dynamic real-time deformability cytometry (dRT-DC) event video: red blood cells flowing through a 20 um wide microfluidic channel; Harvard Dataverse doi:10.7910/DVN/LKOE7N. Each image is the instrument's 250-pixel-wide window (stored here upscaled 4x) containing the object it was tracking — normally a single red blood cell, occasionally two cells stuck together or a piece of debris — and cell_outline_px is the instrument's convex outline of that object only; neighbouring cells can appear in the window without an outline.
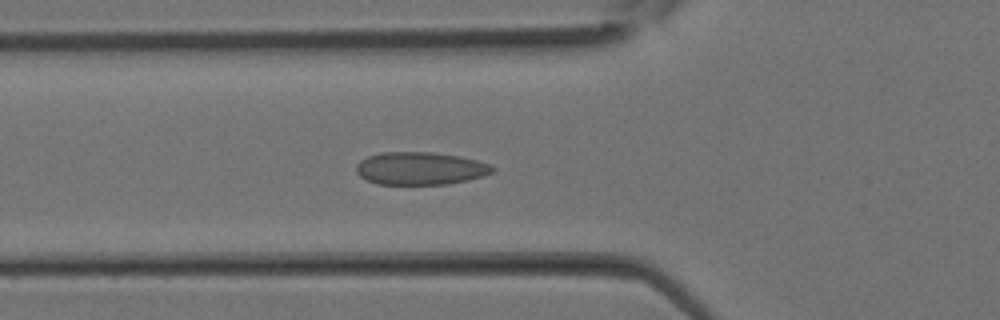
{"species": "Egyptian fruit bat (a non-hibernating species)", "species_latin": "Rousettus aegyptiacus", "temperature_condition": "room temperature", "stored_images_in_passage": 14, "camera_frame_rate_fps": 3000, "um_per_image_px": 0.085, "animal": {"sex": "female"}, "frame": {"image": 1, "passage_image": 10, "time_ms": 3.0, "image_size_px": [1000, 320], "cell_outline_px": [[496, 168], [492, 172], [484, 176], [468, 180], [448, 184], [376, 184], [360, 176], [356, 172], [356, 164], [360, 160], [368, 156], [380, 152], [432, 152], [460, 156], [492, 164]], "centroid_in_image_um": [35.74, 14.31], "position_along_channel_um": 90.1, "area_um2": 26.18}}
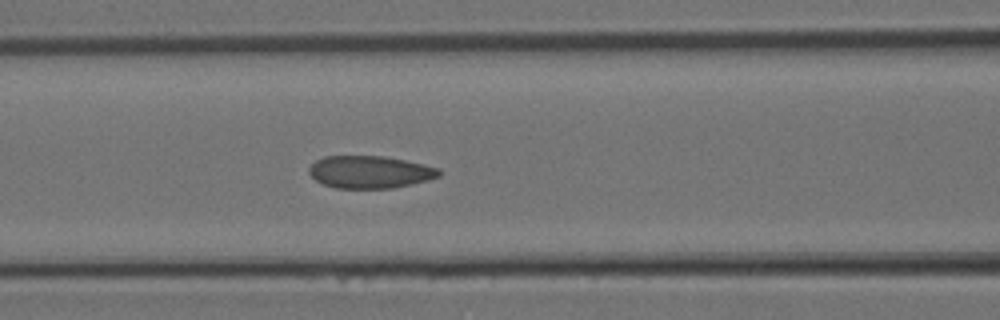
{"frame": {"image": 2, "passage_image": 12, "time_ms": 3.667, "image_size_px": [1000, 320], "cell_outline_px": [[440, 176], [428, 180], [412, 184], [392, 188], [336, 188], [324, 184], [316, 180], [308, 172], [308, 168], [316, 160], [324, 156], [384, 156], [404, 160], [440, 168]], "centroid_in_image_um": [31.44, 14.62], "position_along_channel_um": 135.2, "area_um2": 24.51}}
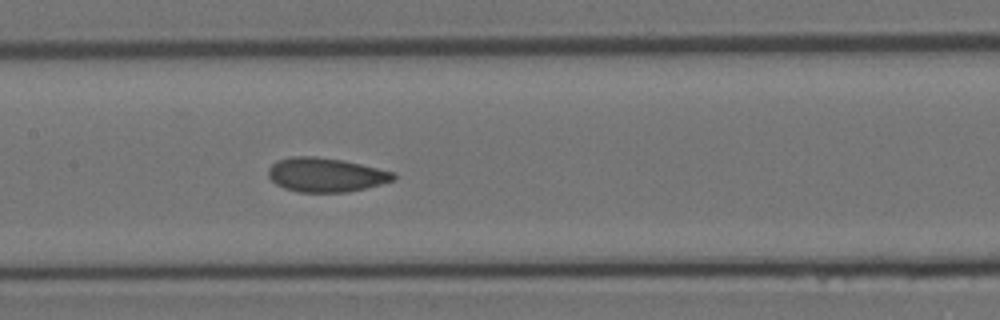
{"frame": {"image": 3, "passage_image": 14, "time_ms": 4.333, "image_size_px": [1000, 320], "cell_outline_px": [[396, 176], [392, 180], [380, 184], [348, 192], [300, 192], [284, 188], [276, 184], [268, 176], [268, 168], [276, 160], [292, 156], [312, 156], [344, 160], [396, 172]], "centroid_in_image_um": [27.67, 14.85], "position_along_channel_um": 179.7, "area_um2": 24.91}}